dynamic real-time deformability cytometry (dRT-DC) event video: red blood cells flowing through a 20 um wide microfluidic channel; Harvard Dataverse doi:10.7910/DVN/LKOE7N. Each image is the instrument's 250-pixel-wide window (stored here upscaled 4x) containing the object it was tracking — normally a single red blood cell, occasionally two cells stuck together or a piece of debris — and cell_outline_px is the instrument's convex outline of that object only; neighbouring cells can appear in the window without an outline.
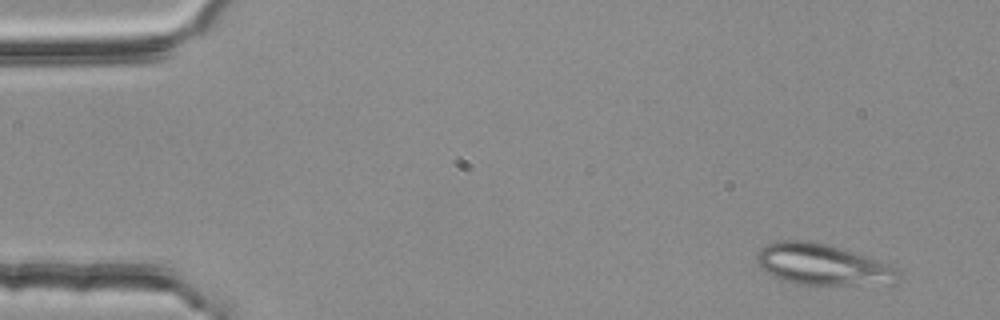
{"species": "common noctule bat (a hibernating species)", "species_latin": "Nyctalus noctula", "temperature_condition": "room temperature", "stored_images_in_passage": 49, "segment_of_instrument_passage": [1, 2], "camera_frame_rate_fps": 3000, "um_per_image_px": 0.085, "animal": {"sex": "female", "body_mass_g": 25.1}, "frame": {"image": 1, "passage_image": 1, "time_ms": 0.0, "image_size_px": [1000, 320], "cell_outline_px": [[900, 276], [896, 284], [796, 284], [784, 280], [760, 268], [756, 264], [756, 256], [760, 248], [764, 244], [776, 240], [808, 240], [824, 244], [880, 260], [900, 268]], "centroid_in_image_um": [69.93, 22.48], "position_along_channel_um": 15.1, "area_um2": 33.99}}